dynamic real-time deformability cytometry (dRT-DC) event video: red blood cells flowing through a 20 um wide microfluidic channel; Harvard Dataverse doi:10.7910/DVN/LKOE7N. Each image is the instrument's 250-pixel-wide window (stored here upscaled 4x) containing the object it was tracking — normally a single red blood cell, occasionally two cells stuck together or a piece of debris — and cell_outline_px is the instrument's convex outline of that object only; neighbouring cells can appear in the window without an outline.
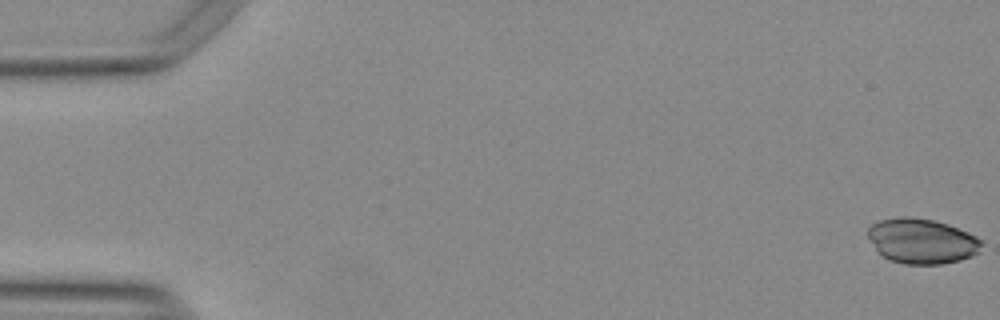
{"species": "Egyptian fruit bat (a non-hibernating species)", "species_latin": "Rousettus aegyptiacus", "temperature_condition": "warm", "stored_images_in_passage": 54, "camera_frame_rate_fps": 3000, "um_per_image_px": 0.085, "animal": {"sex": "female"}, "frame": {"image": 1, "passage_image": 1, "time_ms": 0.0, "image_size_px": [1000, 320], "cell_outline_px": [[984, 240], [976, 252], [960, 260], [940, 264], [904, 264], [888, 260], [876, 248], [868, 236], [868, 228], [872, 224], [880, 220], [896, 216], [908, 216], [932, 220], [948, 224], [968, 232]], "centroid_in_image_um": [78.34, 20.47], "position_along_channel_um": 6.7, "area_um2": 29.65}}
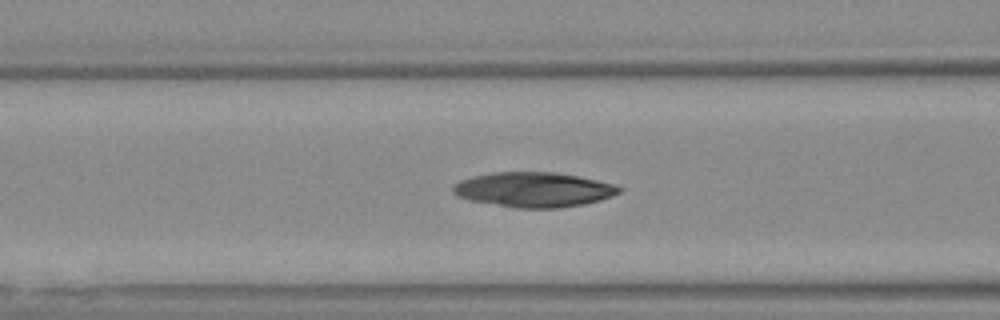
{"frame": {"image": 2, "passage_image": 22, "time_ms": 7.0, "image_size_px": [1000, 320], "cell_outline_px": [[624, 188], [620, 192], [612, 196], [600, 200], [584, 204], [556, 208], [516, 208], [468, 200], [456, 196], [452, 192], [452, 188], [460, 180], [472, 176], [496, 172], [552, 172], [576, 176], [616, 184]], "centroid_in_image_um": [45.36, 16.12], "position_along_channel_um": 121.2, "area_um2": 33.76}}
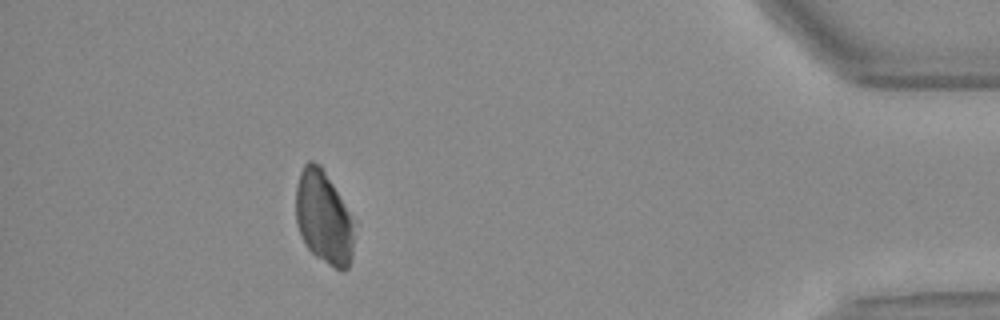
{"frame": {"image": 3, "passage_image": 49, "time_ms": 16.0, "image_size_px": [1000, 320], "cell_outline_px": [[352, 260], [348, 268], [344, 272], [328, 264], [316, 256], [308, 248], [296, 224], [296, 188], [300, 172], [304, 164], [308, 160], [312, 160], [320, 164], [332, 184], [348, 212], [352, 224]], "centroid_in_image_um": [27.47, 18.49], "position_along_channel_um": 407.7, "area_um2": 30.98}}